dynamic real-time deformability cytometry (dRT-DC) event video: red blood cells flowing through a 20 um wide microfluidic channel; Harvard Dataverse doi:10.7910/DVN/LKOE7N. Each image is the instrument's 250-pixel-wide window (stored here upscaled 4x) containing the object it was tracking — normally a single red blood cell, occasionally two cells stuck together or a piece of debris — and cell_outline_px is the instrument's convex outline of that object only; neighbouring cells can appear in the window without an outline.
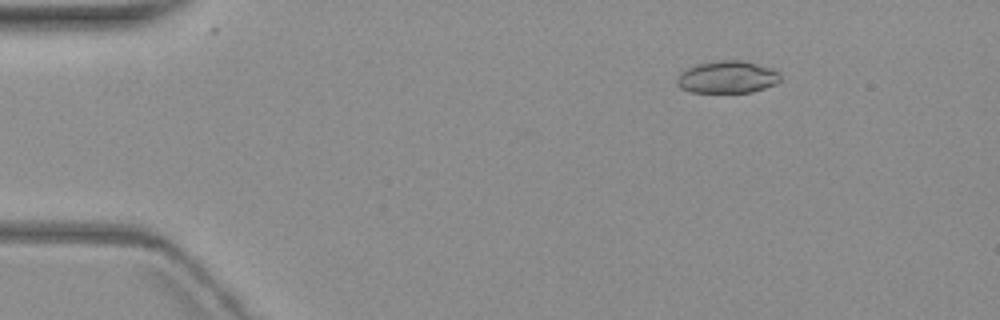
{"species": "common noctule bat (a hibernating species)", "species_latin": "Nyctalus noctula", "temperature_condition": "warm", "stored_images_in_passage": 4, "camera_frame_rate_fps": 3000, "um_per_image_px": 0.085, "animal": {"sex": "female", "body_mass_g": 19.3, "forearm_length_mm": 54.1}, "frame": {"image": 1, "passage_image": 2, "time_ms": 1.333, "image_size_px": [1000, 320], "cell_outline_px": [[780, 80], [776, 84], [752, 92], [692, 92], [680, 88], [676, 84], [676, 80], [680, 72], [696, 64], [720, 60], [744, 60], [776, 68], [780, 72]], "centroid_in_image_um": [61.86, 6.54], "position_along_channel_um": 23.1, "area_um2": 19.77}}
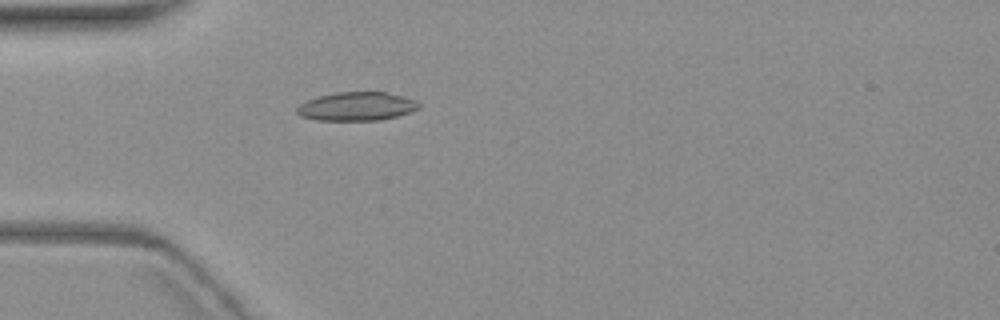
{"frame": {"image": 2, "passage_image": 4, "time_ms": 4.333, "image_size_px": [1000, 320], "cell_outline_px": [[420, 108], [412, 112], [380, 120], [316, 120], [300, 116], [296, 112], [296, 108], [300, 104], [316, 96], [336, 92], [384, 92], [404, 96], [416, 100], [420, 104]], "centroid_in_image_um": [30.32, 9.04], "position_along_channel_um": 54.7, "area_um2": 20.46}}